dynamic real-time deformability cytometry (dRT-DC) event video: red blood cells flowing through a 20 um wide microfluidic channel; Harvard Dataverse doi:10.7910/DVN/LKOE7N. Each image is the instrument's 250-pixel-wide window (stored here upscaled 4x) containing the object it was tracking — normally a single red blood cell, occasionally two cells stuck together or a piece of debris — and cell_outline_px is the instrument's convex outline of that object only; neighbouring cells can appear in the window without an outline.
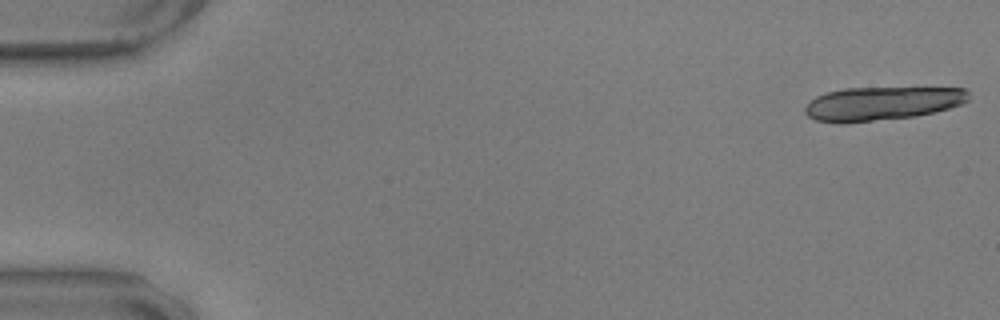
{"species": "common noctule bat (a hibernating species)", "species_latin": "Nyctalus noctula", "temperature_condition": "warm", "stored_images_in_passage": 9, "camera_frame_rate_fps": 3000, "um_per_image_px": 0.085, "animal": {"sex": "male", "body_mass_g": 17.9, "forearm_length_mm": 54.2}, "frame": {"image": 1, "passage_image": 1, "time_ms": 0.0, "image_size_px": [1000, 320], "cell_outline_px": [[968, 100], [960, 104], [948, 108], [916, 116], [844, 124], [836, 124], [816, 120], [808, 116], [804, 112], [804, 108], [816, 96], [828, 92], [844, 88], [964, 88], [968, 92]], "centroid_in_image_um": [74.91, 8.81], "position_along_channel_um": 10.1, "area_um2": 32.02}}